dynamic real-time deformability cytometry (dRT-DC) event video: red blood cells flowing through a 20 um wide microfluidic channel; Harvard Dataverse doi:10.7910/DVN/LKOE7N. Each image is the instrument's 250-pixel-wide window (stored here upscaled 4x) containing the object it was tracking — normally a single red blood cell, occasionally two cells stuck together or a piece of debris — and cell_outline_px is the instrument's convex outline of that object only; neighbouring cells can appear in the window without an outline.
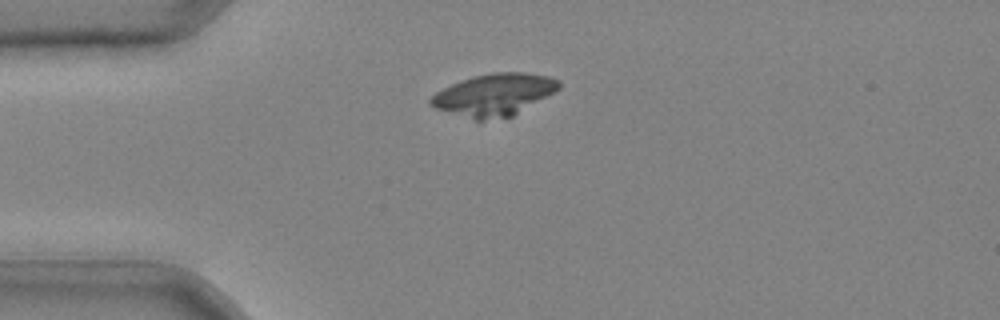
{"species": "common noctule bat (a hibernating species)", "species_latin": "Nyctalus noctula", "temperature_condition": "cold", "stored_images_in_passage": 28, "camera_frame_rate_fps": 3000, "um_per_image_px": 0.085, "animal": {"sex": "male", "body_mass_g": 20.4}, "frame": {"image": 1, "passage_image": 1, "time_ms": 0.0, "image_size_px": [1000, 320], "cell_outline_px": [[560, 88], [512, 116], [484, 120], [476, 120], [436, 108], [428, 104], [428, 100], [436, 92], [452, 84], [476, 76], [492, 72], [524, 72], [548, 76], [560, 80]], "centroid_in_image_um": [42.0, 8.04], "position_along_channel_um": 43.0, "area_um2": 30.87}}
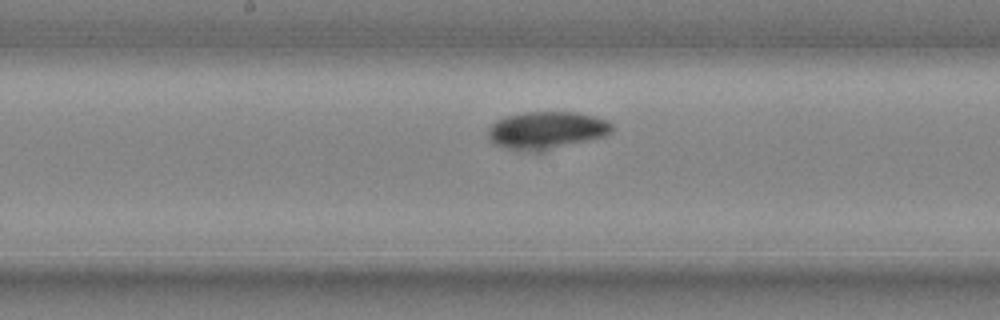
{"frame": {"image": 2, "passage_image": 13, "time_ms": 4.0, "image_size_px": [1000, 320], "cell_outline_px": [[612, 132], [604, 136], [544, 152], [520, 152], [496, 144], [488, 136], [488, 128], [496, 120], [504, 116], [524, 112], [576, 112], [608, 120], [612, 124]], "centroid_in_image_um": [46.45, 11.09], "position_along_channel_um": 201.8, "area_um2": 27.4}}
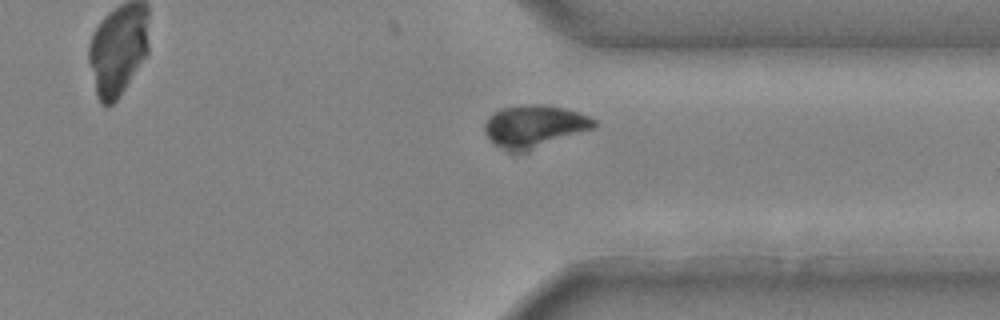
{"frame": {"image": 3, "passage_image": 24, "time_ms": 7.667, "image_size_px": [1000, 320], "cell_outline_px": [[596, 124], [592, 128], [528, 152], [512, 156], [496, 144], [484, 132], [484, 124], [488, 116], [492, 112], [500, 108], [532, 104], [544, 104], [564, 108], [588, 116], [596, 120]], "centroid_in_image_um": [45.35, 10.76], "position_along_channel_um": 366.0, "area_um2": 27.28}}